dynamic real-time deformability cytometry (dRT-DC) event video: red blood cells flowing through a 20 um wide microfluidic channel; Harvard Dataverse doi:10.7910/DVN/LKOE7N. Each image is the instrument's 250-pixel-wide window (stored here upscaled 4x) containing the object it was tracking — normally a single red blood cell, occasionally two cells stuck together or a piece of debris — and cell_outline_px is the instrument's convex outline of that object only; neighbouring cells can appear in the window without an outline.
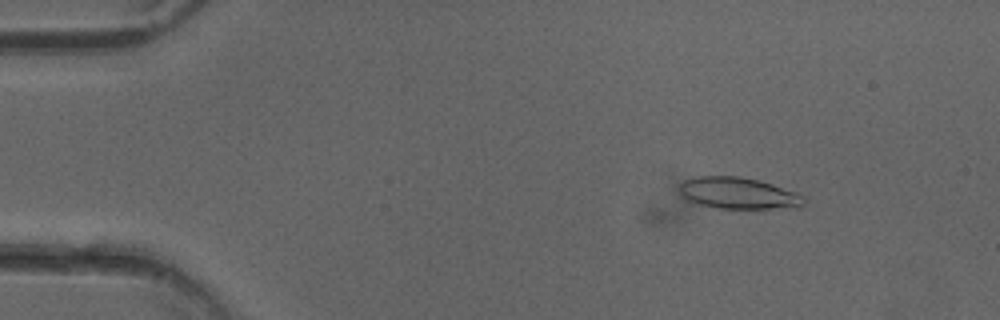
{"species": "common noctule bat (a hibernating species)", "species_latin": "Nyctalus noctula", "temperature_condition": "cold", "stored_images_in_passage": 51, "camera_frame_rate_fps": 3000, "um_per_image_px": 0.085, "animal": {"sex": "female"}, "frame": {"image": 1, "passage_image": 7, "time_ms": 2.0, "image_size_px": [1000, 320], "cell_outline_px": [[804, 204], [800, 208], [716, 208], [700, 204], [688, 200], [680, 192], [680, 184], [684, 180], [700, 176], [740, 176], [772, 184], [800, 192], [804, 196]], "centroid_in_image_um": [62.82, 16.42], "position_along_channel_um": 22.2, "area_um2": 22.89}}
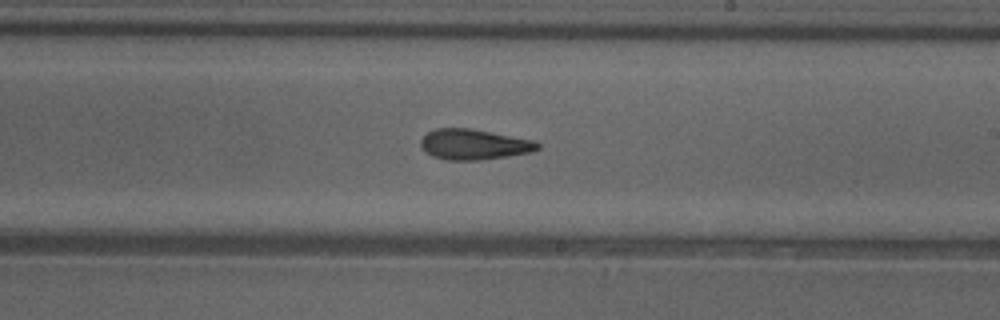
{"frame": {"image": 2, "passage_image": 30, "time_ms": 9.667, "image_size_px": [1000, 320], "cell_outline_px": [[540, 148], [532, 152], [508, 156], [480, 160], [448, 160], [432, 156], [420, 144], [420, 140], [428, 132], [436, 128], [472, 128], [536, 140], [540, 144]], "centroid_in_image_um": [40.34, 12.26], "position_along_channel_um": 248.7, "area_um2": 20.87}}
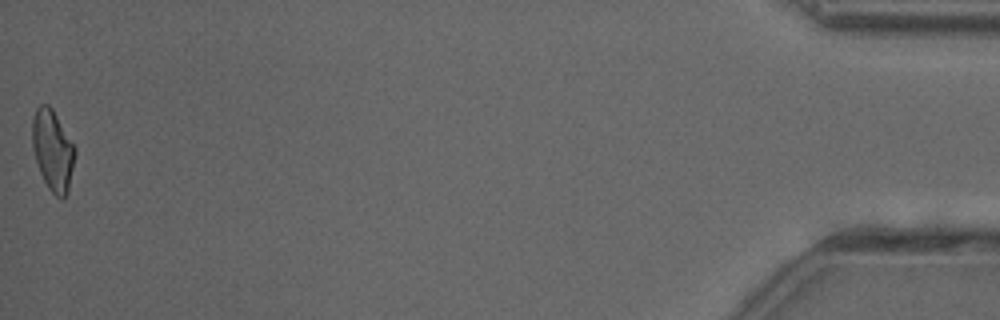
{"frame": {"image": 3, "passage_image": 51, "time_ms": 16.667, "image_size_px": [1000, 320], "cell_outline_px": [[76, 152], [68, 192], [64, 200], [60, 200], [48, 188], [40, 172], [32, 148], [32, 120], [36, 108], [40, 104], [48, 104], [52, 108], [76, 148]], "centroid_in_image_um": [4.49, 12.79], "position_along_channel_um": 430.7, "area_um2": 20.23}, "authors_computed_cell_mechanics": {"area_um2": 21.097, "velocity_mm_per_s": 4.0339, "shape_relaxation_time_tau1_ms": null, "shape_relaxation_time_tau2_ms": 3.7665, "deformation_change_tau1": null, "deformation_change_tau2": 0.1265}}